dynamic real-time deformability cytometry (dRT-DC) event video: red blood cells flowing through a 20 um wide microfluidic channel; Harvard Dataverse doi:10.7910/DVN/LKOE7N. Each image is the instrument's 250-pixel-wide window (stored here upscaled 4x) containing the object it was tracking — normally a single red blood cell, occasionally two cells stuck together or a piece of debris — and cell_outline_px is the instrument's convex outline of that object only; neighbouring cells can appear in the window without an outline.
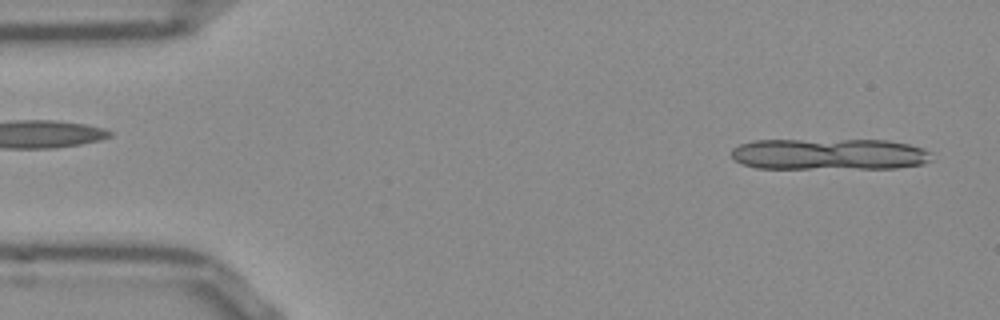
{"species": "Egyptian fruit bat (a non-hibernating species)", "species_latin": "Rousettus aegyptiacus", "temperature_condition": "room temperature", "stored_images_in_passage": 9, "camera_frame_rate_fps": 3000, "um_per_image_px": 0.085, "frame": {"image": 1, "passage_image": 2, "time_ms": 0.333, "image_size_px": [1000, 320], "cell_outline_px": [[932, 160], [924, 164], [896, 168], [756, 168], [744, 164], [736, 160], [732, 156], [732, 148], [740, 144], [752, 140], [888, 140], [908, 144], [924, 148], [928, 152]], "centroid_in_image_um": [70.5, 13.1], "position_along_channel_um": 14.5, "area_um2": 36.65}}